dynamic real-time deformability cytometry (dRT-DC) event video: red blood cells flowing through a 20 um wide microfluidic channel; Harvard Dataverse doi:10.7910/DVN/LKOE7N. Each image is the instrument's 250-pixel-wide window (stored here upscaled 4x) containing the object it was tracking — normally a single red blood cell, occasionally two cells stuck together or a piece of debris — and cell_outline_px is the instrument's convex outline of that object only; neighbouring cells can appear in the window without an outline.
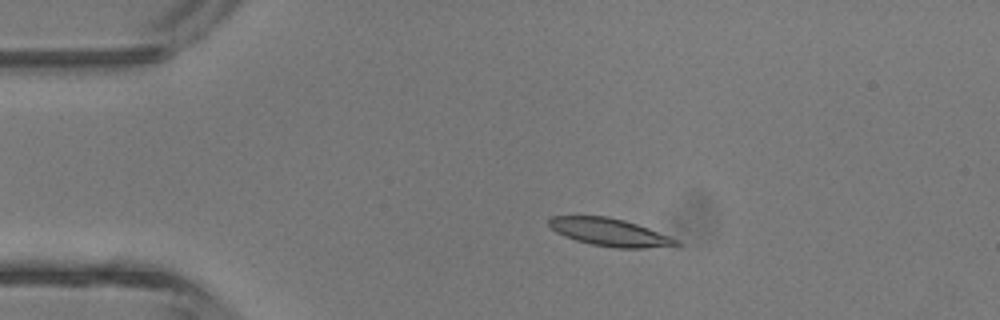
{"species": "common noctule bat (a hibernating species)", "species_latin": "Nyctalus noctula", "temperature_condition": "room temperature", "stored_images_in_passage": 4, "camera_frame_rate_fps": 3000, "um_per_image_px": 0.085, "animal": {"sex": "male", "body_mass_g": 13.3}, "frame": {"image": 1, "passage_image": 3, "time_ms": 2.333, "image_size_px": [1000, 320], "cell_outline_px": [[680, 244], [676, 248], [616, 248], [592, 244], [576, 240], [564, 236], [556, 232], [548, 224], [548, 220], [552, 216], [608, 216], [624, 220], [648, 228], [680, 240]], "centroid_in_image_um": [51.91, 19.76], "position_along_channel_um": 33.1, "area_um2": 20.75}}